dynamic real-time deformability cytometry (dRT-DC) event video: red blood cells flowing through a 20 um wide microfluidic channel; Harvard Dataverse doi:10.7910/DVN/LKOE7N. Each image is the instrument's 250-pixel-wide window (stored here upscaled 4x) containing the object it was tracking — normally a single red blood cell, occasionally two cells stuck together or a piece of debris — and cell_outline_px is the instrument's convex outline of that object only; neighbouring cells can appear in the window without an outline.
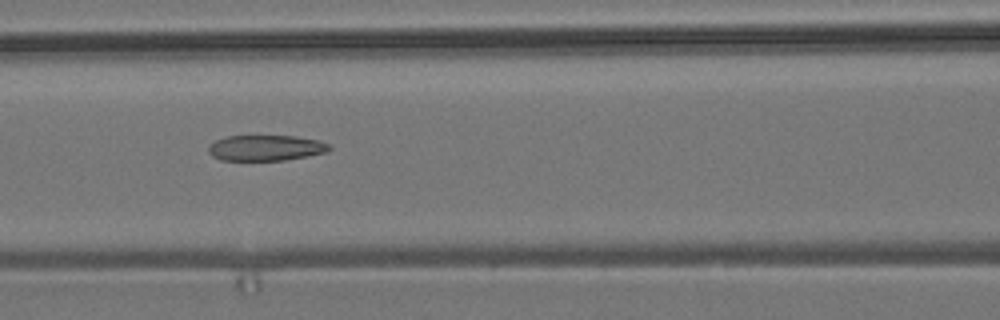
{"species": "common noctule bat (a hibernating species)", "species_latin": "Nyctalus noctula", "temperature_condition": "room temperature", "stored_images_in_passage": 8, "camera_frame_rate_fps": 3000, "um_per_image_px": 0.085, "animal": {"sex": "male", "body_mass_g": 19.2, "forearm_length_mm": 51.8}, "frame": {"image": 1, "passage_image": 7, "time_ms": 6.667, "image_size_px": [1000, 320], "cell_outline_px": [[332, 148], [328, 152], [308, 156], [284, 160], [220, 160], [212, 156], [208, 152], [208, 144], [216, 140], [228, 136], [296, 136], [320, 140], [328, 144]], "centroid_in_image_um": [22.6, 12.57], "position_along_channel_um": 144.0, "area_um2": 18.21}}
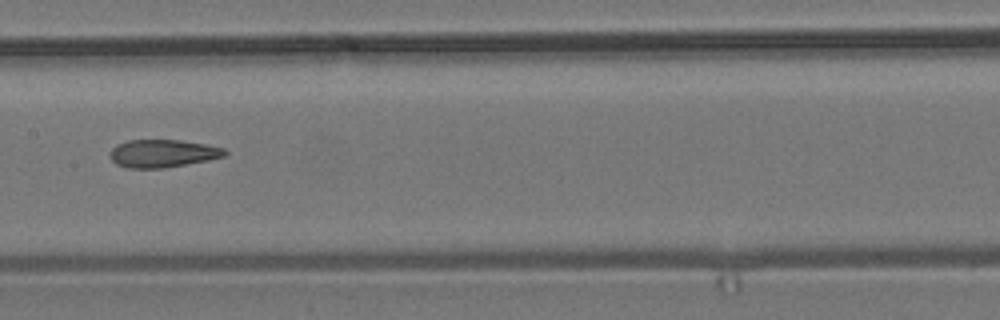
{"frame": {"image": 2, "passage_image": 8, "time_ms": 8.0, "image_size_px": [1000, 320], "cell_outline_px": [[228, 152], [224, 156], [208, 160], [164, 168], [128, 168], [116, 164], [112, 160], [112, 148], [116, 144], [128, 140], [180, 140], [204, 144], [224, 148]], "centroid_in_image_um": [13.83, 13.04], "position_along_channel_um": 193.6, "area_um2": 18.44}}